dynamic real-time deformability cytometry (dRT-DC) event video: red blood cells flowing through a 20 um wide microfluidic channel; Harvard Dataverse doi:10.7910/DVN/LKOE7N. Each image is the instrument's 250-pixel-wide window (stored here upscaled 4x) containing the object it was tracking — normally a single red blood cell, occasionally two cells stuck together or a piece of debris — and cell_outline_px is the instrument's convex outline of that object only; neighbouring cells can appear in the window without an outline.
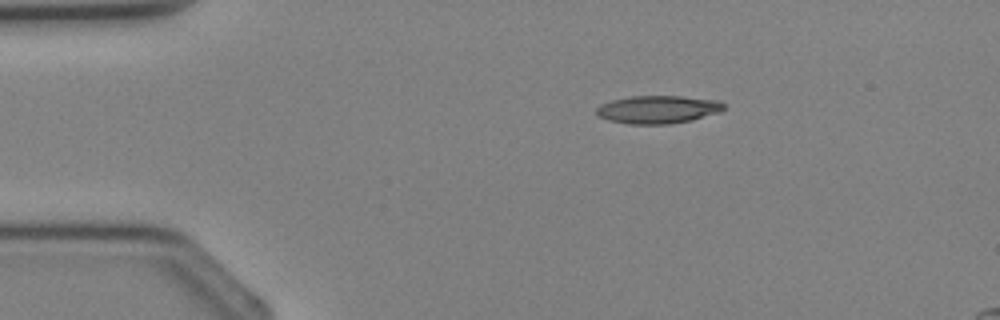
{"species": "Egyptian fruit bat (a non-hibernating species)", "species_latin": "Rousettus aegyptiacus", "temperature_condition": "cold", "stored_images_in_passage": 2, "segment_of_instrument_passage": [1, 2], "camera_frame_rate_fps": 3000, "um_per_image_px": 0.085, "animal": {"sex": "female"}, "frame": {"image": 1, "passage_image": 1, "time_ms": 0.0, "image_size_px": [1000, 320], "cell_outline_px": [[724, 108], [720, 112], [692, 120], [668, 124], [628, 124], [608, 120], [596, 116], [596, 108], [600, 104], [612, 100], [632, 96], [680, 96], [720, 100], [724, 104]], "centroid_in_image_um": [55.91, 9.3], "position_along_channel_um": 29.1, "area_um2": 20.87}}